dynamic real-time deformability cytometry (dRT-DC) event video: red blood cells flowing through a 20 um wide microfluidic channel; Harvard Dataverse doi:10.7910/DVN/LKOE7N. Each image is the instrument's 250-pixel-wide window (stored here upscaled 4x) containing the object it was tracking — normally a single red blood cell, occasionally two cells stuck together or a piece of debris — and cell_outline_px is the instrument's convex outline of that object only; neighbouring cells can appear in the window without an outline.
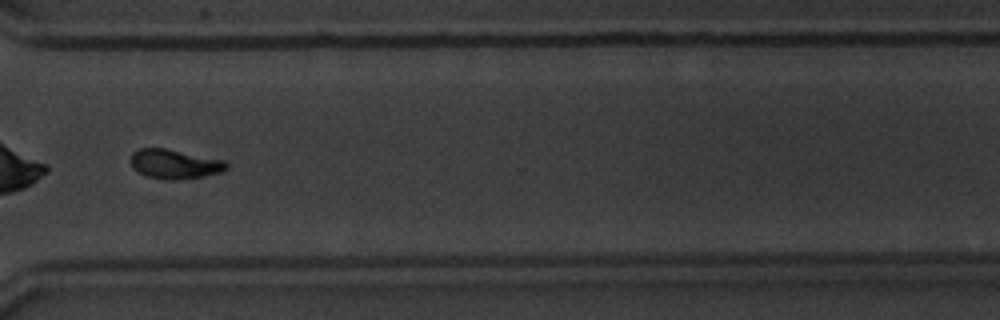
{"species": "common noctule bat (a hibernating species)", "species_latin": "Nyctalus noctula", "temperature_condition": "warm", "stored_images_in_passage": 52, "camera_frame_rate_fps": 3000, "um_per_image_px": 0.085, "animal": {"sex": "male", "body_mass_g": 20.1, "forearm_length_mm": 53.5}, "frame": {"image": 1, "passage_image": 40, "time_ms": 13.0, "image_size_px": [1000, 320], "cell_outline_px": [[228, 168], [220, 172], [200, 176], [144, 176], [132, 168], [132, 152], [140, 148], [164, 148], [224, 160], [228, 164]], "centroid_in_image_um": [14.82, 13.87], "position_along_channel_um": 355.8, "area_um2": 15.32}, "authors_computed_cell_mechanics": {"area_um2": 16.9643, "velocity_mm_per_s": 3.8033, "shape_relaxation_time_tau1_ms": 2.2689, "shape_relaxation_time_tau2_ms": 4.2279, "deformation_change_tau1": 0.1618, "deformation_change_tau2": 0.1081}}